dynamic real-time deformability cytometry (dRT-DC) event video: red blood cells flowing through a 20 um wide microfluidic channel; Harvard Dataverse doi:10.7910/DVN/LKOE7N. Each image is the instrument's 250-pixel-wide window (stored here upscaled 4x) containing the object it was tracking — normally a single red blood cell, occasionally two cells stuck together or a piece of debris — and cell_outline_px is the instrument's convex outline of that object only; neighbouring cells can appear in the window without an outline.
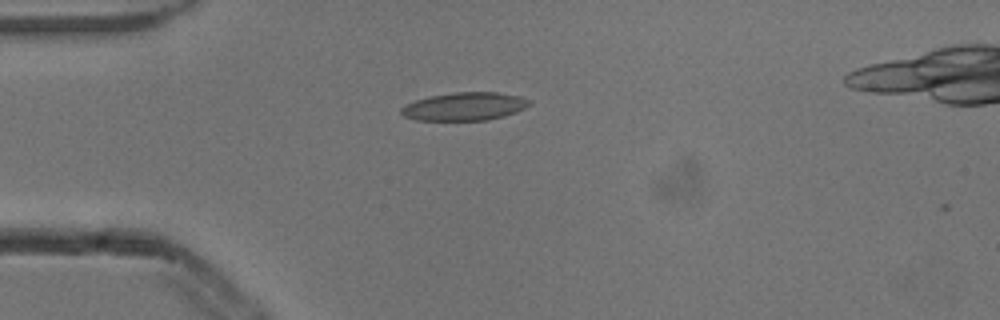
{"species": "common noctule bat (a hibernating species)", "species_latin": "Nyctalus noctula", "temperature_condition": "cold", "stored_images_in_passage": 1, "camera_frame_rate_fps": 3000, "um_per_image_px": 0.085, "animal": {"sex": "male", "body_mass_g": 13.3}, "frame": {"image": 1, "passage_image": 1, "time_ms": 0.0, "image_size_px": [1000, 320], "cell_outline_px": [[532, 104], [516, 112], [504, 116], [488, 120], [416, 120], [404, 116], [400, 112], [400, 108], [416, 100], [428, 96], [456, 92], [496, 92], [520, 96], [528, 100]], "centroid_in_image_um": [39.49, 9.05], "position_along_channel_um": 45.5, "area_um2": 20.92}}